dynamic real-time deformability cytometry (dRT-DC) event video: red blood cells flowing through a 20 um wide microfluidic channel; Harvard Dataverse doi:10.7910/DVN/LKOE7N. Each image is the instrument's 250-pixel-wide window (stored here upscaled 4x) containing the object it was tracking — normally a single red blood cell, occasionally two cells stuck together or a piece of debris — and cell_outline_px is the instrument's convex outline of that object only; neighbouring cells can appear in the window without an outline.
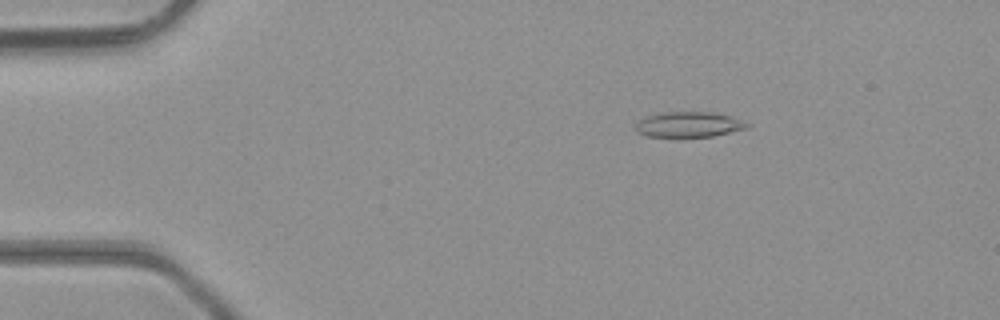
{"species": "common noctule bat (a hibernating species)", "species_latin": "Nyctalus noctula", "temperature_condition": "room temperature", "stored_images_in_passage": 46, "camera_frame_rate_fps": 3000, "um_per_image_px": 0.085, "animal": {"sex": "male", "body_mass_g": 23.1, "forearm_length_mm": 52.7}, "frame": {"image": 1, "passage_image": 7, "time_ms": 2.0, "image_size_px": [1000, 320], "cell_outline_px": [[752, 124], [748, 128], [712, 136], [648, 136], [636, 132], [636, 124], [644, 116], [664, 112], [712, 112], [732, 116]], "centroid_in_image_um": [58.58, 10.57], "position_along_channel_um": 26.4, "area_um2": 16.42}}
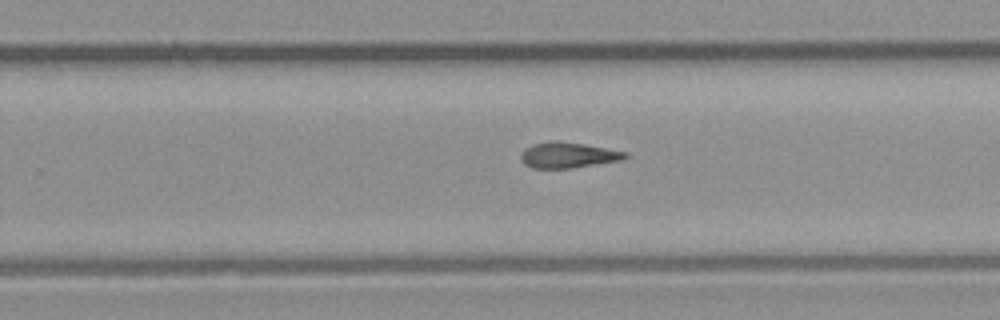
{"frame": {"image": 2, "passage_image": 29, "time_ms": 9.333, "image_size_px": [1000, 320], "cell_outline_px": [[628, 156], [624, 160], [572, 168], [532, 168], [524, 164], [520, 160], [520, 156], [524, 148], [532, 144], [552, 140], [556, 140], [584, 144], [628, 152]], "centroid_in_image_um": [48.27, 13.18], "position_along_channel_um": 281.5, "area_um2": 15.84}}
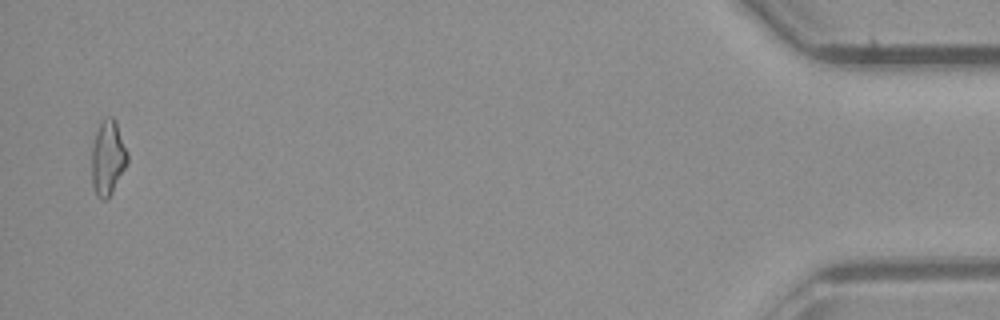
{"frame": {"image": 3, "passage_image": 45, "time_ms": 14.667, "image_size_px": [1000, 320], "cell_outline_px": [[128, 164], [112, 192], [104, 200], [100, 200], [96, 196], [92, 184], [92, 148], [96, 132], [100, 120], [104, 116], [112, 116], [116, 124], [128, 152]], "centroid_in_image_um": [9.16, 13.41], "position_along_channel_um": 426.0, "area_um2": 15.66}}